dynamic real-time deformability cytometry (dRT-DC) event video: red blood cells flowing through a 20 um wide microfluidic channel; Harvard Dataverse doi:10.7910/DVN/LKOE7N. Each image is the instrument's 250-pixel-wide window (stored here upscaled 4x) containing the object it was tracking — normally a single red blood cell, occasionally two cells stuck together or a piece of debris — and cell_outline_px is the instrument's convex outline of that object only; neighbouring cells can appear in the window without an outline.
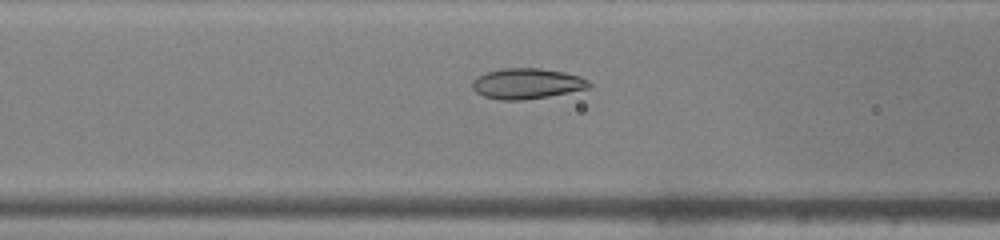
{"species": "common noctule bat (a hibernating species)", "species_latin": "Nyctalus noctula", "temperature_condition": "warm", "stored_images_in_passage": 26, "camera_frame_rate_fps": 3000, "um_per_image_px": 0.085, "animal": {"sex": "male", "body_mass_g": 19.0, "forearm_length_mm": 50.8}, "frame": {"image": 1, "passage_image": 7, "time_ms": 2.0, "image_size_px": [1000, 240], "cell_outline_px": [[592, 84], [588, 88], [548, 96], [524, 100], [500, 100], [484, 96], [476, 92], [472, 88], [472, 80], [476, 76], [484, 72], [504, 68], [540, 68], [564, 72], [580, 76], [588, 80]], "centroid_in_image_um": [44.75, 7.1], "position_along_channel_um": 121.9, "area_um2": 20.87}}
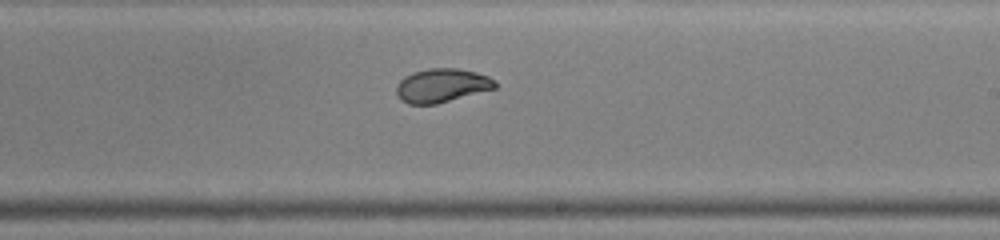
{"frame": {"image": 2, "passage_image": 16, "time_ms": 5.0, "image_size_px": [1000, 240], "cell_outline_px": [[496, 88], [436, 104], [408, 104], [400, 100], [396, 92], [396, 84], [404, 76], [412, 72], [428, 68], [456, 68], [476, 72], [488, 76], [496, 80]], "centroid_in_image_um": [37.53, 7.26], "position_along_channel_um": 251.5, "area_um2": 19.54}}
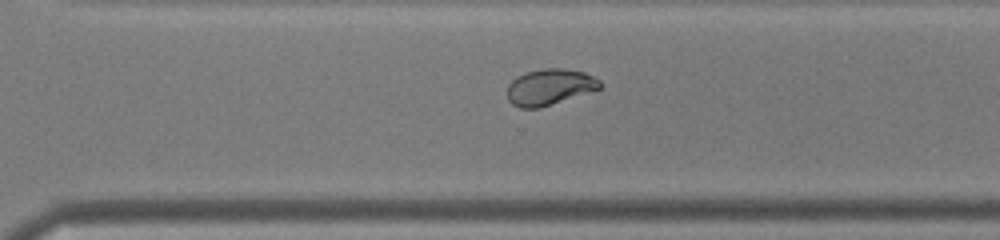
{"frame": {"image": 3, "passage_image": 21, "time_ms": 6.667, "image_size_px": [1000, 240], "cell_outline_px": [[604, 88], [540, 108], [520, 108], [512, 104], [508, 100], [508, 84], [516, 76], [528, 72], [544, 68], [564, 68], [584, 72], [600, 80], [604, 84]], "centroid_in_image_um": [46.76, 7.4], "position_along_channel_um": 323.8, "area_um2": 19.77}, "authors_computed_cell_mechanics": {"area_um2": 19.7098, "velocity_mm_per_s": 4.3367, "shape_relaxation_time_tau1_ms": 6.2792, "shape_relaxation_time_tau2_ms": null, "deformation_change_tau1": 0.2154, "deformation_change_tau2": null}}